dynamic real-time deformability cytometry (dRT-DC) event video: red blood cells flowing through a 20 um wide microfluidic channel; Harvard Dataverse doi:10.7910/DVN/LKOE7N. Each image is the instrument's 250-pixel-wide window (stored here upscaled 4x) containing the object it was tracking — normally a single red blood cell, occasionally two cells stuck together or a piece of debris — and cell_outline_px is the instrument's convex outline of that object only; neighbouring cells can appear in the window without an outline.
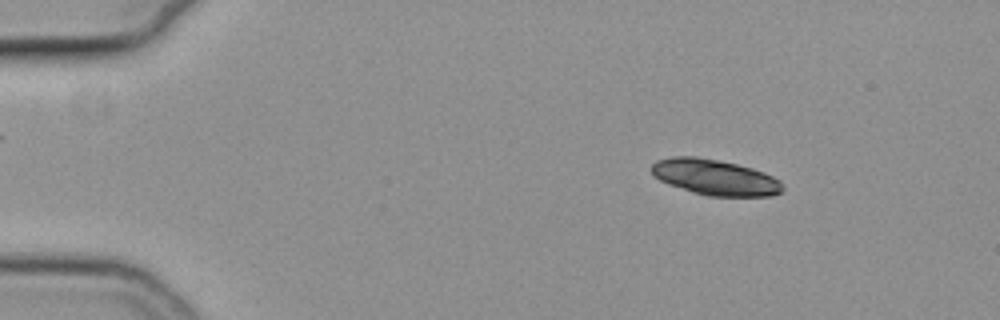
{"species": "common noctule bat (a hibernating species)", "species_latin": "Nyctalus noctula", "temperature_condition": "cold", "stored_images_in_passage": 51, "camera_frame_rate_fps": 3000, "um_per_image_px": 0.085, "animal": {"sex": "female", "body_mass_g": 19.3, "forearm_length_mm": 54.1}, "frame": {"image": 1, "passage_image": 5, "time_ms": 1.333, "image_size_px": [1000, 320], "cell_outline_px": [[784, 192], [772, 196], [708, 196], [692, 192], [668, 184], [652, 176], [648, 168], [656, 160], [672, 156], [696, 156], [736, 164], [752, 168], [764, 172], [780, 180], [784, 188]], "centroid_in_image_um": [60.75, 15.07], "position_along_channel_um": 24.3, "area_um2": 27.63}}
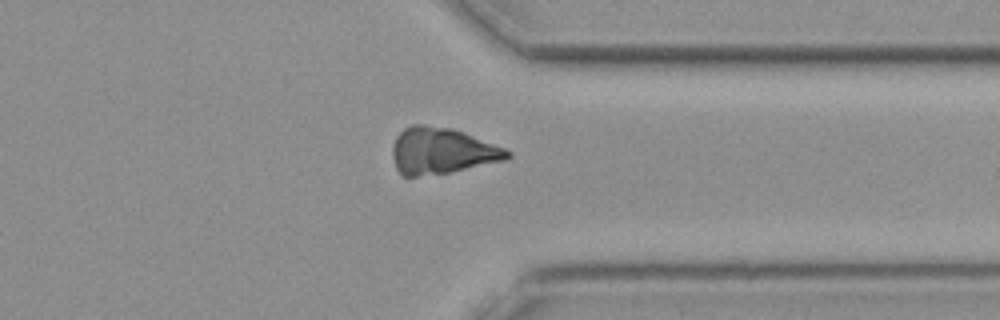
{"frame": {"image": 2, "passage_image": 39, "time_ms": 12.667, "image_size_px": [1000, 320], "cell_outline_px": [[512, 156], [508, 160], [448, 172], [416, 176], [404, 176], [396, 168], [392, 156], [392, 148], [396, 136], [404, 128], [412, 124], [424, 124], [452, 128], [464, 132], [504, 148], [512, 152]], "centroid_in_image_um": [37.56, 12.81], "position_along_channel_um": 373.8, "area_um2": 30.98}}
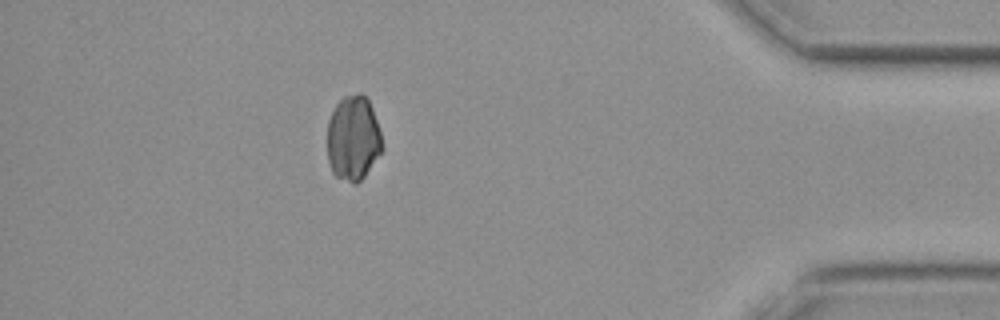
{"frame": {"image": 3, "passage_image": 45, "time_ms": 14.667, "image_size_px": [1000, 320], "cell_outline_px": [[384, 148], [364, 176], [356, 184], [352, 184], [336, 176], [332, 172], [328, 160], [328, 120], [336, 104], [344, 96], [360, 92], [364, 92], [372, 108], [380, 128]], "centroid_in_image_um": [30.04, 11.73], "position_along_channel_um": 405.2, "area_um2": 27.4}}